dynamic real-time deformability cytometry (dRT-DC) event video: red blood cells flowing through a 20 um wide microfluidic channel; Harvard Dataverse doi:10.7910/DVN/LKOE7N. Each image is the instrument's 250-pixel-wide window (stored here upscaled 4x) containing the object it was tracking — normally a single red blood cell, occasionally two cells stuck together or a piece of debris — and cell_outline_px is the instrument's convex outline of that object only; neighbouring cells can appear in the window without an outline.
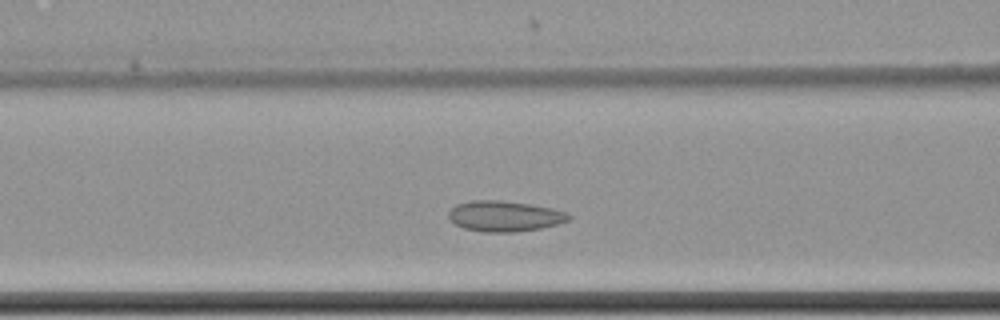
{"species": "common noctule bat (a hibernating species)", "species_latin": "Nyctalus noctula", "temperature_condition": "cold", "stored_images_in_passage": 42, "camera_frame_rate_fps": 3000, "um_per_image_px": 0.085, "animal": {"sex": "female", "body_mass_g": 22.7, "forearm_length_mm": 54.2}, "frame": {"image": 1, "passage_image": 14, "time_ms": 4.333, "image_size_px": [1000, 320], "cell_outline_px": [[572, 216], [568, 220], [556, 224], [540, 228], [516, 232], [484, 232], [464, 228], [456, 224], [448, 216], [448, 212], [456, 204], [472, 200], [500, 200], [532, 204], [552, 208], [564, 212]], "centroid_in_image_um": [42.87, 18.36], "position_along_channel_um": 123.7, "area_um2": 21.33}}
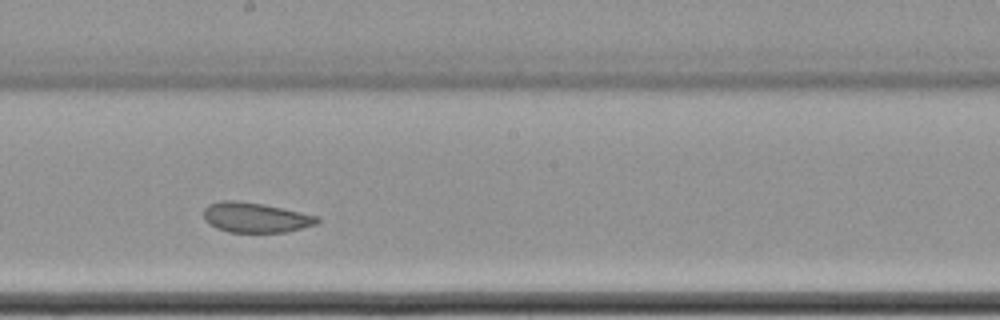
{"frame": {"image": 2, "passage_image": 23, "time_ms": 7.333, "image_size_px": [1000, 320], "cell_outline_px": [[320, 220], [316, 224], [288, 232], [228, 232], [216, 228], [208, 224], [204, 220], [204, 208], [208, 204], [220, 200], [236, 200], [260, 204], [320, 216]], "centroid_in_image_um": [21.68, 18.49], "position_along_channel_um": 226.5, "area_um2": 19.88}}
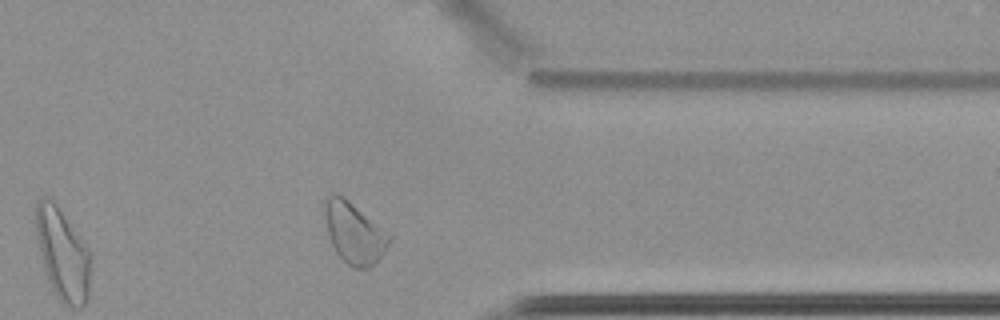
{"frame": {"image": 3, "passage_image": 37, "time_ms": 12.0, "image_size_px": [1000, 320], "cell_outline_px": [[392, 240], [384, 252], [368, 268], [352, 268], [336, 252], [332, 244], [328, 232], [324, 208], [324, 200], [332, 192], [336, 192], [344, 196], [392, 236]], "centroid_in_image_um": [30.1, 19.76], "position_along_channel_um": 381.3, "area_um2": 22.72}, "authors_computed_cell_mechanics": {"area_um2": 21.2993, "velocity_mm_per_s": 3.432, "shape_relaxation_time_tau1_ms": null, "shape_relaxation_time_tau2_ms": 2.2319, "deformation_change_tau1": null, "deformation_change_tau2": 0.0675}}